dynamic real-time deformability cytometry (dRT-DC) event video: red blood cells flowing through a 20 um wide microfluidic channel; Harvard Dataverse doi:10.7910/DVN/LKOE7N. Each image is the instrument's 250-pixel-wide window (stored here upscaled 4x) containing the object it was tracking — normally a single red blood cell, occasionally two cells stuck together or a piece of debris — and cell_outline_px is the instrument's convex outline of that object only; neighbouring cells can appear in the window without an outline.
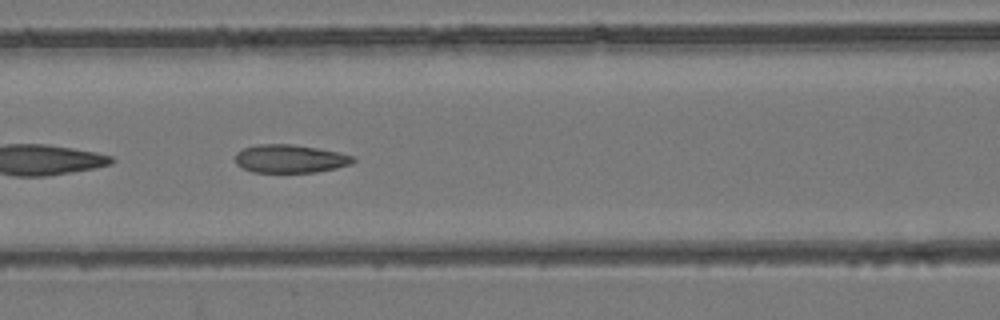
{"species": "common noctule bat (a hibernating species)", "species_latin": "Nyctalus noctula", "temperature_condition": "room temperature", "stored_images_in_passage": 43, "camera_frame_rate_fps": 3000, "um_per_image_px": 0.085, "animal": {"sex": "female", "body_mass_g": 24.6, "forearm_length_mm": 56.2}, "frame": {"image": 1, "passage_image": 13, "time_ms": 4.0, "image_size_px": [1000, 320], "cell_outline_px": [[356, 160], [352, 164], [336, 168], [316, 172], [252, 172], [236, 164], [236, 152], [244, 148], [256, 144], [292, 144], [316, 148], [336, 152], [352, 156]], "centroid_in_image_um": [24.64, 13.49], "position_along_channel_um": 142.0, "area_um2": 19.25}, "authors_computed_cell_mechanics": {"area_um2": 19.941, "velocity_mm_per_s": 3.9293, "shape_relaxation_time_tau1_ms": null, "shape_relaxation_time_tau2_ms": 1.9207, "deformation_change_tau1": null, "deformation_change_tau2": 0.0915}}